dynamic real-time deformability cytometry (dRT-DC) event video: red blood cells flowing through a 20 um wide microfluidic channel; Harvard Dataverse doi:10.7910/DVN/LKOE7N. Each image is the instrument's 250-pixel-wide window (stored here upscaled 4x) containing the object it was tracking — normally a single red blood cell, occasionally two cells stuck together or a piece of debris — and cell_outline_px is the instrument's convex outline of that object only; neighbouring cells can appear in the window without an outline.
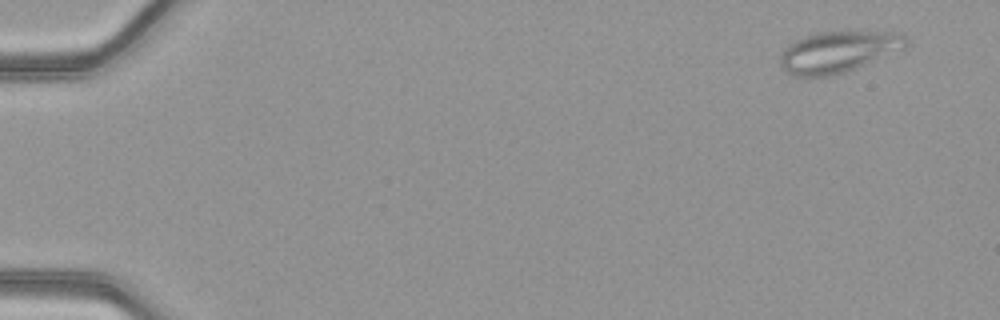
{"species": "common noctule bat (a hibernating species)", "species_latin": "Nyctalus noctula", "temperature_condition": "warm", "stored_images_in_passage": 8, "camera_frame_rate_fps": 3000, "um_per_image_px": 0.085, "animal": {"sex": "female", "body_mass_g": 21.9}, "frame": {"image": 1, "passage_image": 4, "time_ms": 1.0, "image_size_px": [1000, 320], "cell_outline_px": [[908, 44], [904, 48], [844, 72], [832, 76], [796, 76], [788, 72], [780, 64], [780, 56], [784, 48], [788, 44], [804, 36], [816, 32], [896, 32], [908, 36]], "centroid_in_image_um": [71.23, 4.39], "position_along_channel_um": 13.8, "area_um2": 29.88}}